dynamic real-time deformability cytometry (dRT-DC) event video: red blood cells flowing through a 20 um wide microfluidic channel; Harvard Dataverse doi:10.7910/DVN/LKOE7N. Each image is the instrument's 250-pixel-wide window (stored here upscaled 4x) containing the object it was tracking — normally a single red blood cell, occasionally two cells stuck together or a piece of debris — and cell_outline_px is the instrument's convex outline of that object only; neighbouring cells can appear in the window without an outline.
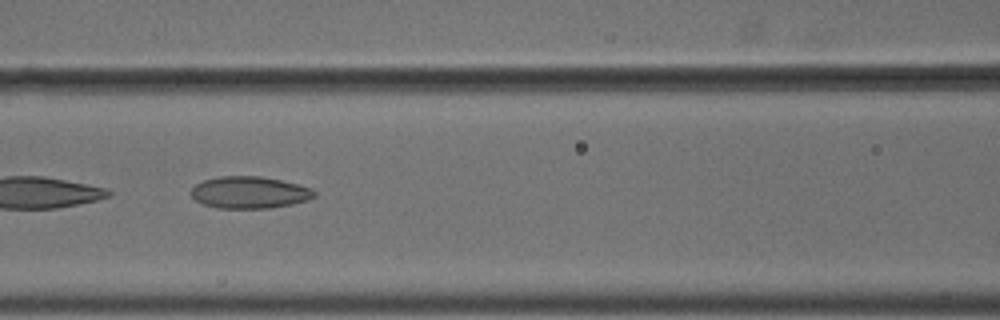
{"species": "common noctule bat (a hibernating species)", "species_latin": "Nyctalus noctula", "temperature_condition": "cold", "stored_images_in_passage": 9, "camera_frame_rate_fps": 3000, "um_per_image_px": 0.085, "animal": {"sex": "male", "body_mass_g": 18.8}, "frame": {"image": 1, "passage_image": 6, "time_ms": 1.667, "image_size_px": [1000, 320], "cell_outline_px": [[316, 196], [308, 200], [292, 204], [268, 208], [220, 208], [204, 204], [196, 200], [192, 196], [192, 188], [196, 184], [204, 180], [216, 176], [260, 176], [280, 180], [312, 188], [316, 192]], "centroid_in_image_um": [21.22, 16.35], "position_along_channel_um": 145.4, "area_um2": 22.83}}
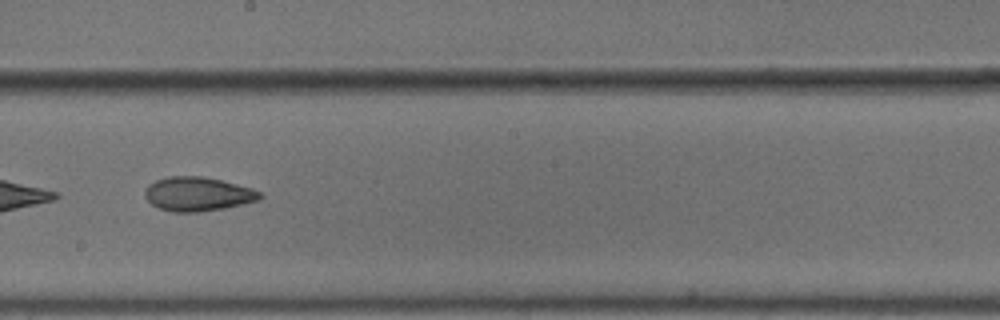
{"frame": {"image": 2, "passage_image": 8, "time_ms": 2.333, "image_size_px": [1000, 320], "cell_outline_px": [[264, 196], [260, 200], [224, 208], [196, 212], [172, 212], [160, 208], [152, 204], [144, 196], [144, 192], [148, 184], [156, 180], [168, 176], [200, 176], [220, 180], [252, 188], [260, 192]], "centroid_in_image_um": [16.8, 16.49], "position_along_channel_um": 231.4, "area_um2": 22.77}}
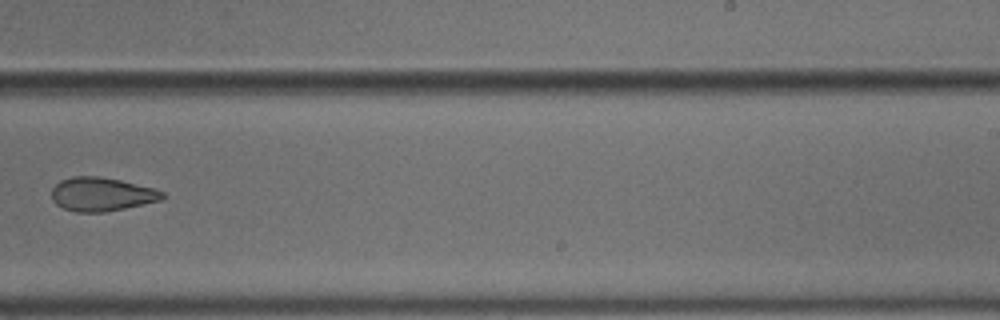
{"frame": {"image": 3, "passage_image": 9, "time_ms": 2.667, "image_size_px": [1000, 320], "cell_outline_px": [[164, 196], [160, 200], [124, 208], [104, 212], [76, 212], [64, 208], [56, 204], [52, 200], [52, 188], [60, 180], [72, 176], [100, 176], [120, 180], [152, 188], [164, 192]], "centroid_in_image_um": [8.59, 16.5], "position_along_channel_um": 280.4, "area_um2": 21.56}}